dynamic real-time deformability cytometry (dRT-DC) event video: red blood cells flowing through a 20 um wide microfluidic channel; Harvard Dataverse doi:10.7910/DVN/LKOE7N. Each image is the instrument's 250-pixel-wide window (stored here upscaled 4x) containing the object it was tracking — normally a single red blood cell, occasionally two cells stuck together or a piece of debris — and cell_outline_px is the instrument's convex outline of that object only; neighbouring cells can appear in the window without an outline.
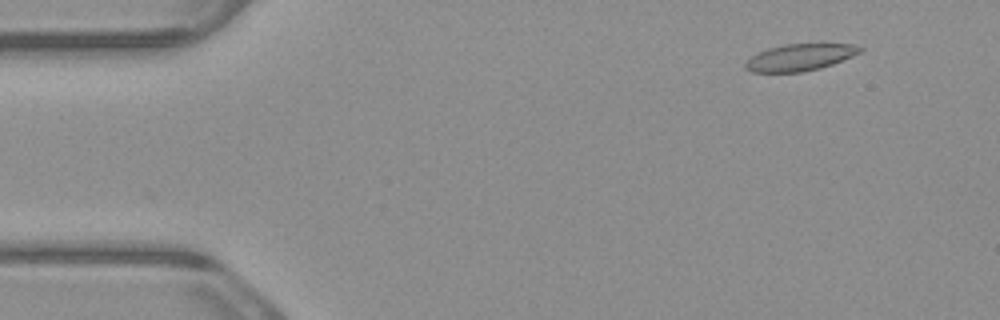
{"species": "common noctule bat (a hibernating species)", "species_latin": "Nyctalus noctula", "temperature_condition": "warm", "stored_images_in_passage": 6, "camera_frame_rate_fps": 3000, "um_per_image_px": 0.085, "animal": {"sex": "male", "body_mass_g": 23.1, "forearm_length_mm": 52.7}, "frame": {"image": 1, "passage_image": 2, "time_ms": 0.333, "image_size_px": [1000, 320], "cell_outline_px": [[864, 48], [860, 52], [852, 56], [832, 64], [820, 68], [800, 72], [752, 72], [744, 68], [744, 64], [752, 56], [768, 48], [784, 44], [852, 44]], "centroid_in_image_um": [67.98, 4.87], "position_along_channel_um": 17.0, "area_um2": 17.69}}
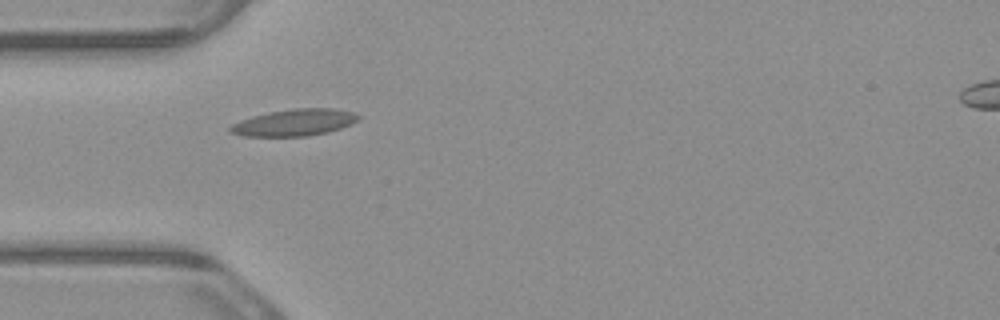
{"frame": {"image": 2, "passage_image": 5, "time_ms": 1.333, "image_size_px": [1000, 320], "cell_outline_px": [[360, 116], [352, 124], [328, 132], [308, 136], [244, 136], [228, 132], [228, 128], [232, 124], [240, 120], [252, 116], [268, 112], [292, 108], [336, 108], [356, 112]], "centroid_in_image_um": [25.02, 10.4], "position_along_channel_um": 60.0, "area_um2": 20.17}}
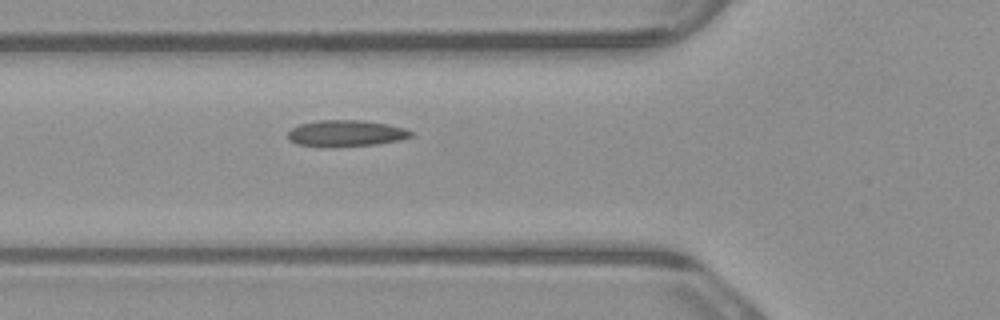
{"frame": {"image": 3, "passage_image": 6, "time_ms": 1.667, "image_size_px": [1000, 320], "cell_outline_px": [[412, 136], [400, 140], [376, 144], [336, 148], [324, 148], [296, 144], [288, 140], [288, 132], [292, 128], [300, 124], [316, 120], [364, 120], [388, 124], [404, 128], [412, 132]], "centroid_in_image_um": [29.36, 11.35], "position_along_channel_um": 96.4, "area_um2": 19.36}}